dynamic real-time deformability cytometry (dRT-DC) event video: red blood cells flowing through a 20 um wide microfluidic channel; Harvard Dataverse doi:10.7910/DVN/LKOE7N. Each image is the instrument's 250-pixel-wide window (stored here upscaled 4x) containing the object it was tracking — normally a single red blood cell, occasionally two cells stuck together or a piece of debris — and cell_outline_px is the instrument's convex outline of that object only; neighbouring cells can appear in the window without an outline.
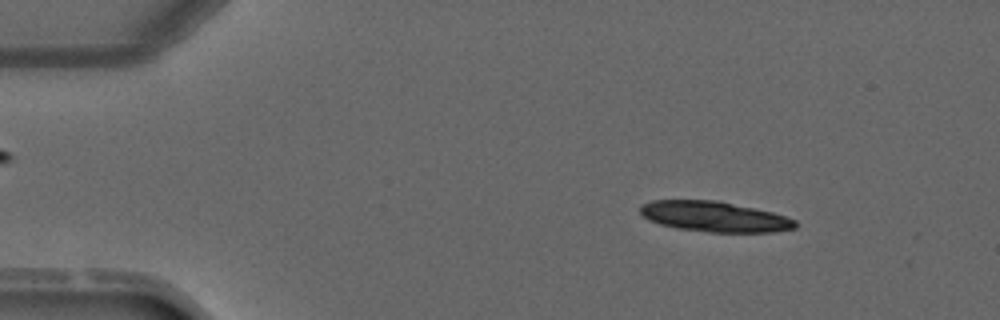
{"species": "common noctule bat (a hibernating species)", "species_latin": "Nyctalus noctula", "temperature_condition": "warm", "stored_images_in_passage": 3, "camera_frame_rate_fps": 3000, "um_per_image_px": 0.085, "animal": {"sex": "male", "forearm_length_mm": 52.5}, "frame": {"image": 1, "passage_image": 1, "time_ms": 0.0, "image_size_px": [1000, 320], "cell_outline_px": [[796, 228], [772, 232], [708, 232], [676, 228], [660, 224], [648, 220], [640, 212], [640, 204], [652, 200], [716, 200], [772, 212], [796, 220]], "centroid_in_image_um": [60.69, 18.41], "position_along_channel_um": 24.3, "area_um2": 27.4}}